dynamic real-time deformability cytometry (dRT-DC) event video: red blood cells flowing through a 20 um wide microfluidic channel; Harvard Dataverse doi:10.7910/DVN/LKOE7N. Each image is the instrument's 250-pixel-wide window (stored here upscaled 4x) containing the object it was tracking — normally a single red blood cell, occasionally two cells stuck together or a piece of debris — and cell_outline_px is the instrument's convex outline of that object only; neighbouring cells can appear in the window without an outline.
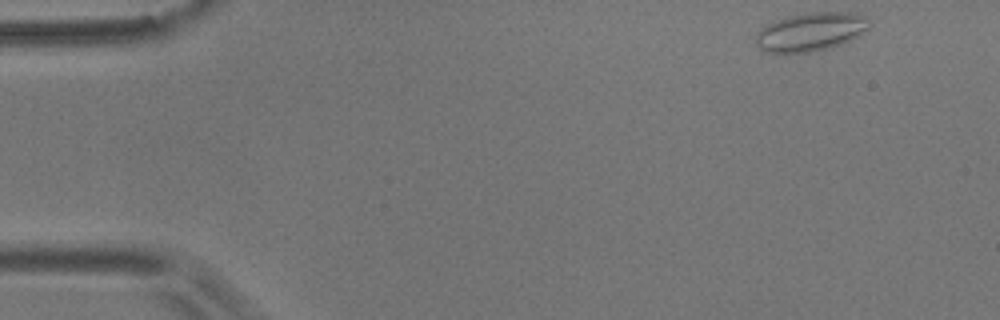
{"species": "common noctule bat (a hibernating species)", "species_latin": "Nyctalus noctula", "temperature_condition": "room temperature", "stored_images_in_passage": 53, "camera_frame_rate_fps": 3000, "um_per_image_px": 0.085, "animal": {"sex": "male", "body_mass_g": 17.9}, "frame": {"image": 1, "passage_image": 1, "time_ms": 0.0, "image_size_px": [1000, 320], "cell_outline_px": [[872, 24], [868, 28], [852, 40], [828, 48], [808, 52], [764, 52], [756, 44], [756, 32], [760, 28], [772, 20], [788, 16], [808, 12], [852, 12], [868, 16], [872, 20]], "centroid_in_image_um": [68.93, 2.67], "position_along_channel_um": 16.1, "area_um2": 25.84}}
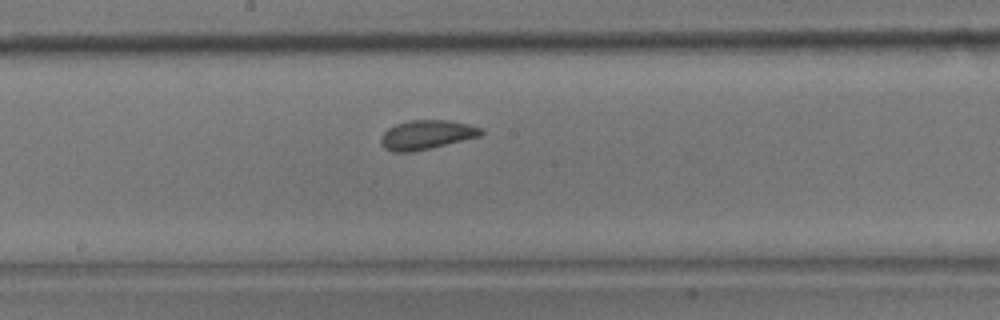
{"frame": {"image": 2, "passage_image": 26, "time_ms": 8.333, "image_size_px": [1000, 320], "cell_outline_px": [[484, 132], [480, 136], [432, 148], [412, 152], [392, 152], [384, 148], [380, 140], [380, 136], [388, 128], [396, 124], [408, 120], [448, 120], [468, 124], [480, 128]], "centroid_in_image_um": [36.23, 11.46], "position_along_channel_um": 212.0, "area_um2": 17.11}}
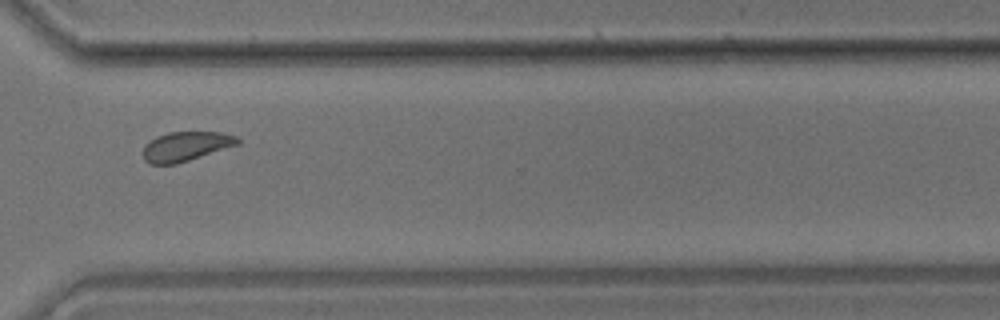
{"frame": {"image": 3, "passage_image": 38, "time_ms": 12.333, "image_size_px": [1000, 320], "cell_outline_px": [[240, 144], [176, 164], [148, 164], [144, 160], [144, 144], [156, 136], [168, 132], [220, 132], [236, 136], [240, 140]], "centroid_in_image_um": [15.79, 12.43], "position_along_channel_um": 354.8, "area_um2": 16.24}}